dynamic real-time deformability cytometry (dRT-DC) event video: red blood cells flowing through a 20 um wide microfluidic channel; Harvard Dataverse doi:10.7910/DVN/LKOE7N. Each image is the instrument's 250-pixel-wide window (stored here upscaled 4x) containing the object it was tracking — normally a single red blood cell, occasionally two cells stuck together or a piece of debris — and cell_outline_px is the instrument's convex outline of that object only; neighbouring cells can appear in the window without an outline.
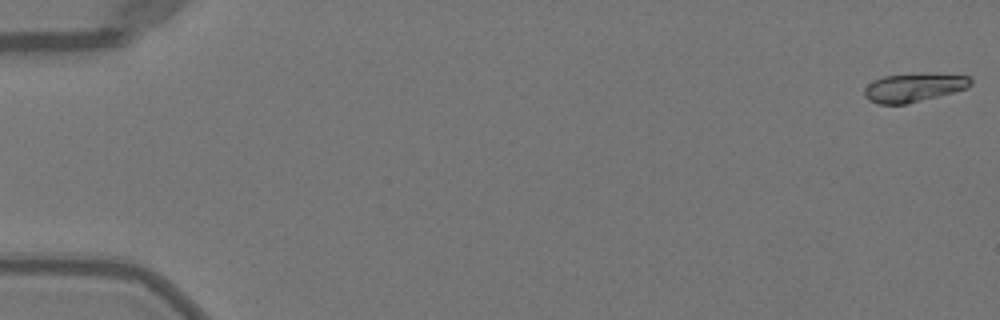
{"species": "Egyptian fruit bat (a non-hibernating species)", "species_latin": "Rousettus aegyptiacus", "temperature_condition": "warm", "stored_images_in_passage": 10, "camera_frame_rate_fps": 3000, "um_per_image_px": 0.085, "animal": {"sex": "female"}, "frame": {"image": 1, "passage_image": 1, "time_ms": 0.0, "image_size_px": [1000, 320], "cell_outline_px": [[972, 84], [968, 88], [904, 104], [880, 104], [868, 100], [864, 96], [864, 88], [868, 84], [884, 76], [920, 72], [928, 72], [968, 76], [972, 80]], "centroid_in_image_um": [77.68, 7.41], "position_along_channel_um": 7.3, "area_um2": 17.8}}